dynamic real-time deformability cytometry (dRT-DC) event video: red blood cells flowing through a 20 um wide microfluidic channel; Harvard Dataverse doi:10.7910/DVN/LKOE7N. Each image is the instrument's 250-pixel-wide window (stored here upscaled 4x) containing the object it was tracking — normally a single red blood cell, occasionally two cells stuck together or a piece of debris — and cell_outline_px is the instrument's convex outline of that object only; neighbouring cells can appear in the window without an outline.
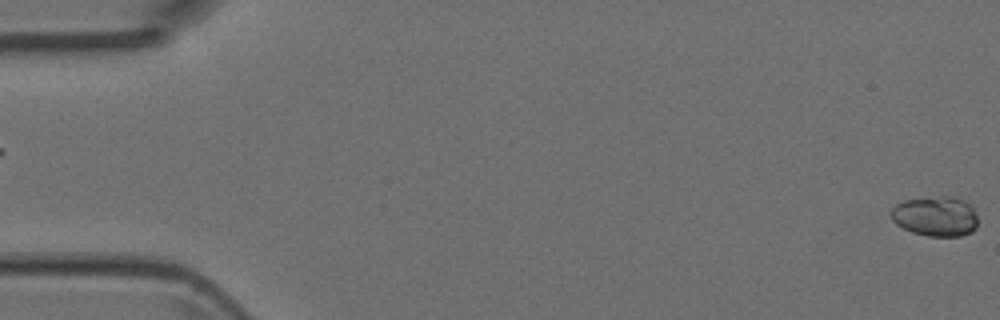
{"species": "Egyptian fruit bat (a non-hibernating species)", "species_latin": "Rousettus aegyptiacus", "temperature_condition": "room temperature", "stored_images_in_passage": 3, "segment_of_instrument_passage": [2, 2], "camera_frame_rate_fps": 3000, "um_per_image_px": 0.085, "animal": {"sex": "female"}, "frame": {"image": 1, "passage_image": 3, "time_ms": 0.667, "image_size_px": [1000, 320], "cell_outline_px": [[976, 228], [972, 232], [960, 236], [928, 236], [912, 232], [896, 224], [892, 220], [892, 208], [896, 204], [904, 200], [944, 196], [948, 196], [964, 200], [972, 208], [976, 216]], "centroid_in_image_um": [79.51, 18.39], "position_along_channel_um": 5.5, "area_um2": 20.0}}